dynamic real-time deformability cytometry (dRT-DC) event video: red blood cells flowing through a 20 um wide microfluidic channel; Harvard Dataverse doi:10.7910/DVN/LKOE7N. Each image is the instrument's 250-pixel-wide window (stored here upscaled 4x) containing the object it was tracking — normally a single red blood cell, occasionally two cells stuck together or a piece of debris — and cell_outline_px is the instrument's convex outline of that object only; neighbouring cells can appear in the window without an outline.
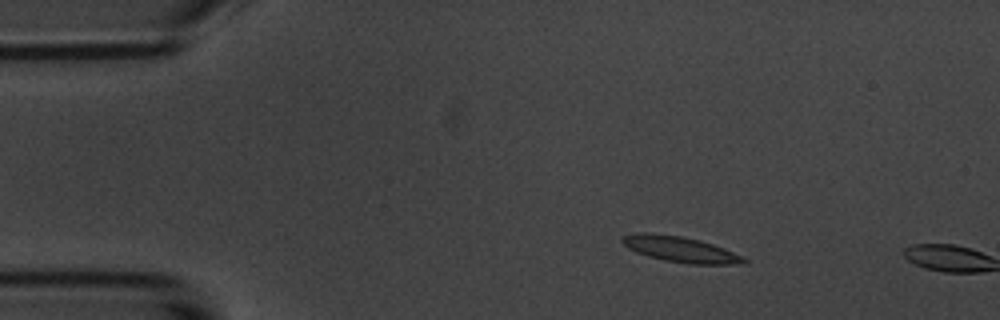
{"species": "common noctule bat (a hibernating species)", "species_latin": "Nyctalus noctula", "temperature_condition": "room temperature", "stored_images_in_passage": 3, "camera_frame_rate_fps": 3000, "um_per_image_px": 0.085, "animal": {"sex": "male", "body_mass_g": 20.1, "forearm_length_mm": 53.5}, "frame": {"image": 1, "passage_image": 2, "time_ms": 1.0, "image_size_px": [1000, 320], "cell_outline_px": [[748, 260], [744, 264], [688, 264], [664, 260], [648, 256], [636, 252], [628, 248], [620, 240], [620, 236], [636, 232], [652, 232], [680, 236], [700, 240], [724, 248]], "centroid_in_image_um": [57.76, 21.18], "position_along_channel_um": 27.2, "area_um2": 18.26}}